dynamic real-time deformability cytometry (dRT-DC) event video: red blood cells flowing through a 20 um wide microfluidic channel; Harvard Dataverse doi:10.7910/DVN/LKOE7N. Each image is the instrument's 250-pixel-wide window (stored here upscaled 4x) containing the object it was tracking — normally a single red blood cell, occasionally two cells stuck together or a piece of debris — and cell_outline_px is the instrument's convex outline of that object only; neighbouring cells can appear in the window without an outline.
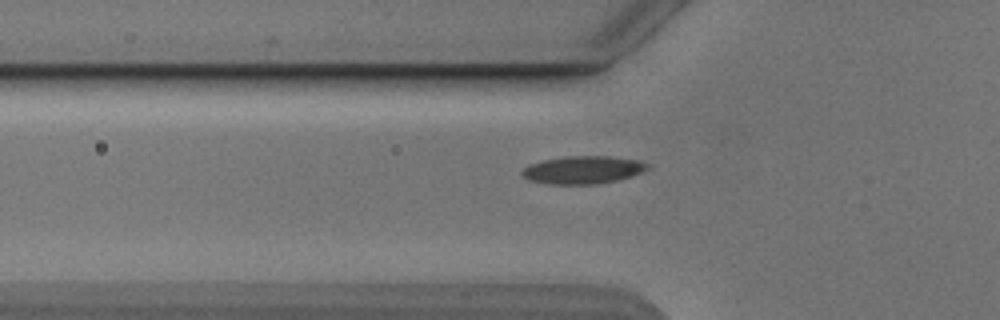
{"species": "Egyptian fruit bat (a non-hibernating species)", "species_latin": "Rousettus aegyptiacus", "temperature_condition": "cold", "stored_images_in_passage": 35, "camera_frame_rate_fps": 3000, "um_per_image_px": 0.085, "animal": {"sex": "male"}, "frame": {"image": 1, "passage_image": 5, "time_ms": 1.333, "image_size_px": [1000, 320], "cell_outline_px": [[652, 168], [632, 176], [616, 180], [596, 184], [548, 184], [528, 180], [520, 172], [528, 164], [544, 160], [564, 156], [608, 156], [640, 160], [652, 164]], "centroid_in_image_um": [49.6, 14.43], "position_along_channel_um": 76.2, "area_um2": 20.58}}
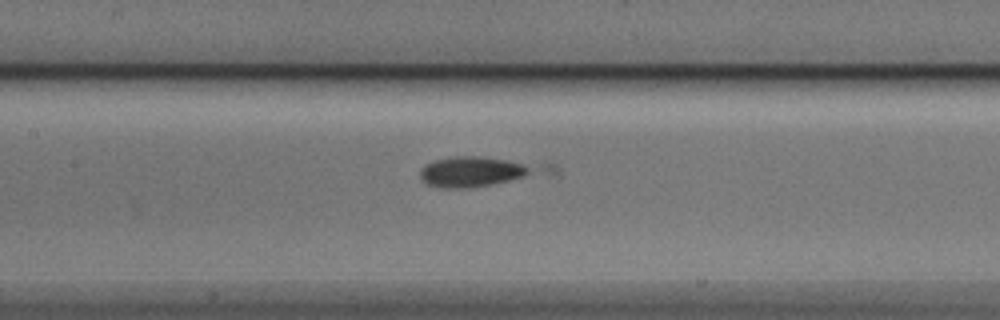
{"frame": {"image": 2, "passage_image": 12, "time_ms": 3.667, "image_size_px": [1000, 320], "cell_outline_px": [[556, 172], [492, 184], [468, 188], [440, 188], [428, 184], [420, 180], [420, 168], [424, 164], [432, 160], [456, 156], [480, 156], [552, 164], [556, 168]], "centroid_in_image_um": [40.7, 14.56], "position_along_channel_um": 166.7, "area_um2": 22.6}}
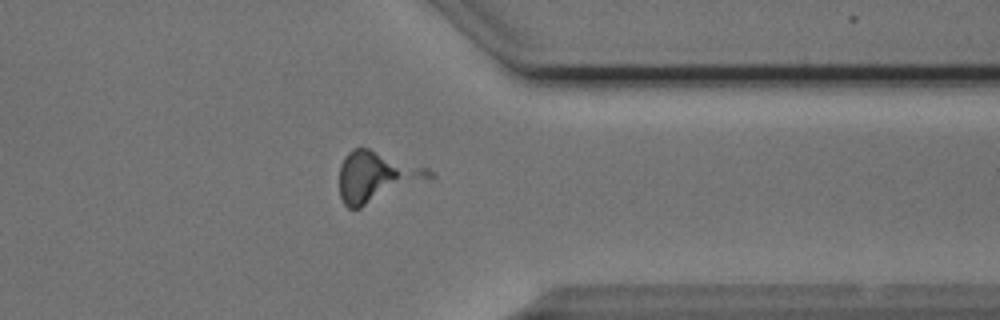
{"frame": {"image": 3, "passage_image": 29, "time_ms": 9.333, "image_size_px": [1000, 320], "cell_outline_px": [[436, 176], [360, 208], [348, 208], [344, 204], [340, 196], [340, 164], [344, 156], [352, 148], [368, 148], [428, 168], [436, 172]], "centroid_in_image_um": [32.0, 15.01], "position_along_channel_um": 379.4, "area_um2": 26.36}}